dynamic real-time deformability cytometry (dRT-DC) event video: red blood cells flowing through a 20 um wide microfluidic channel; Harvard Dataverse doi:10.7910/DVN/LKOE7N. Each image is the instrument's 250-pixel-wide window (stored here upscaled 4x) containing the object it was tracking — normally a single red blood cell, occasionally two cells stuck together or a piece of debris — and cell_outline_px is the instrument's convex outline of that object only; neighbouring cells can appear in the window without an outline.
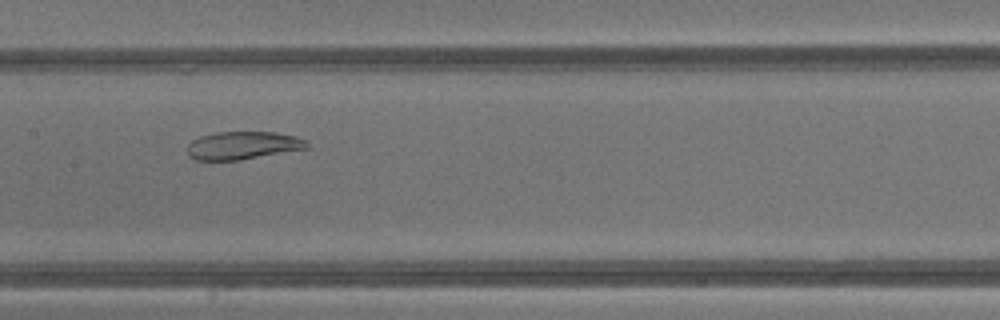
{"species": "common noctule bat (a hibernating species)", "species_latin": "Nyctalus noctula", "temperature_condition": "warm", "stored_images_in_passage": 33, "camera_frame_rate_fps": 3000, "um_per_image_px": 0.085, "animal": {"sex": "male", "body_mass_g": 13.3}, "frame": {"image": 1, "passage_image": 12, "time_ms": 3.667, "image_size_px": [1000, 320], "cell_outline_px": [[308, 148], [240, 160], [196, 160], [188, 156], [188, 144], [192, 140], [200, 136], [216, 132], [276, 132], [296, 136], [304, 140], [308, 144]], "centroid_in_image_um": [20.62, 12.36], "position_along_channel_um": 186.8, "area_um2": 19.42}}
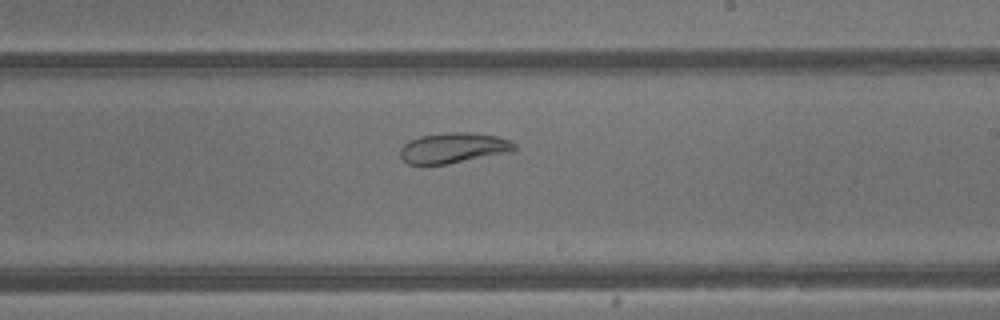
{"frame": {"image": 2, "passage_image": 16, "time_ms": 5.0, "image_size_px": [1000, 320], "cell_outline_px": [[516, 152], [448, 164], [408, 164], [400, 156], [400, 148], [408, 140], [420, 136], [452, 132], [472, 132], [496, 136], [508, 140], [516, 144]], "centroid_in_image_um": [38.59, 12.58], "position_along_channel_um": 250.4, "area_um2": 20.52}}
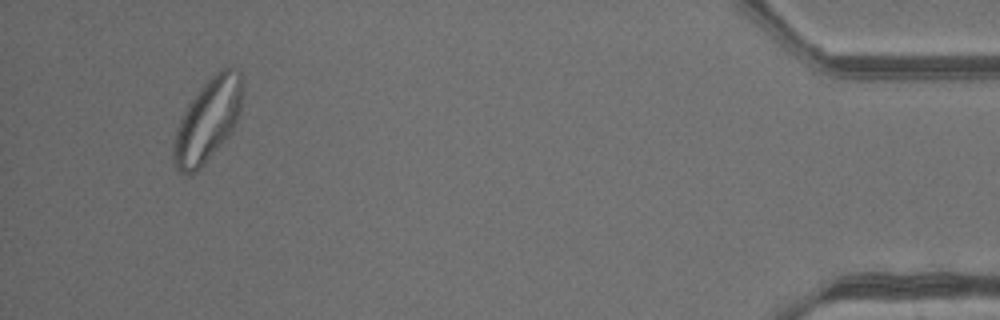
{"frame": {"image": 3, "passage_image": 31, "time_ms": 10.0, "image_size_px": [1000, 320], "cell_outline_px": [[240, 112], [232, 132], [204, 164], [196, 172], [188, 176], [184, 176], [176, 168], [172, 160], [172, 140], [176, 128], [188, 104], [200, 88], [220, 68], [236, 68], [240, 72]], "centroid_in_image_um": [17.6, 10.3], "position_along_channel_um": 417.6, "area_um2": 33.12}}